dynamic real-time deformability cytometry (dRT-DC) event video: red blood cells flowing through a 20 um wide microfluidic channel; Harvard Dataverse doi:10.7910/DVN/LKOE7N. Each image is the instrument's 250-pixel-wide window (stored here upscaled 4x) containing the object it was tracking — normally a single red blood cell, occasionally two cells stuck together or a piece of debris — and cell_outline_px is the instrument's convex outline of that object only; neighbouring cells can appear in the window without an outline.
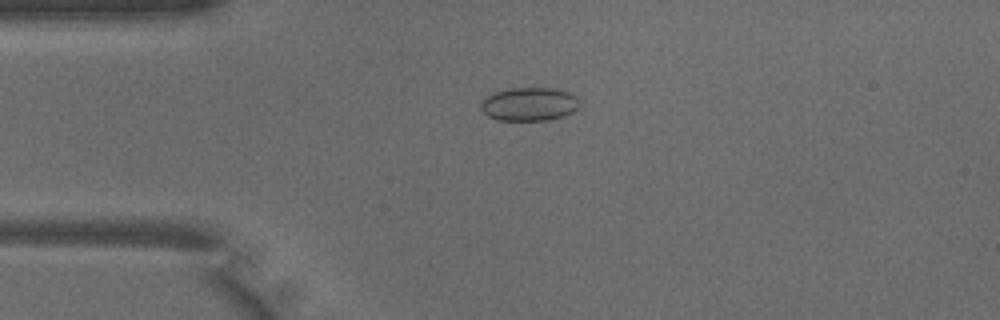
{"species": "common noctule bat (a hibernating species)", "species_latin": "Nyctalus noctula", "temperature_condition": "warm", "stored_images_in_passage": 49, "camera_frame_rate_fps": 3000, "um_per_image_px": 0.085, "animal": {"sex": "male", "body_mass_g": 18.8}, "frame": {"image": 1, "passage_image": 11, "time_ms": 3.333, "image_size_px": [1000, 320], "cell_outline_px": [[580, 104], [572, 112], [564, 116], [548, 120], [496, 120], [488, 116], [480, 108], [480, 104], [492, 92], [512, 88], [556, 88], [568, 92], [576, 96]], "centroid_in_image_um": [44.98, 8.85], "position_along_channel_um": 40.0, "area_um2": 19.25}}
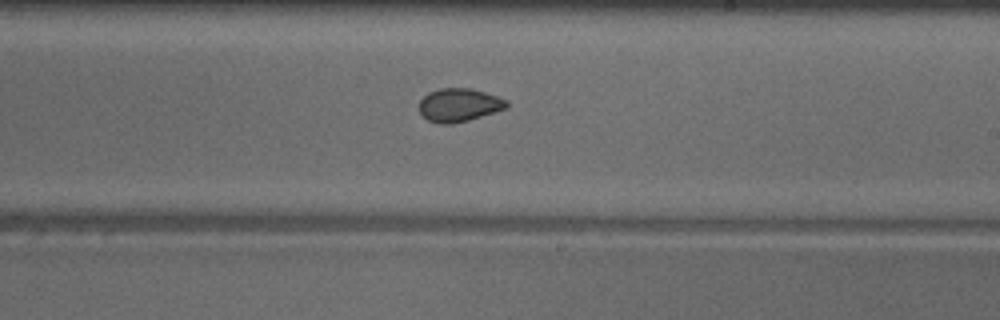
{"frame": {"image": 2, "passage_image": 28, "time_ms": 9.0, "image_size_px": [1000, 320], "cell_outline_px": [[508, 108], [468, 120], [452, 124], [440, 124], [428, 120], [420, 112], [420, 100], [428, 92], [440, 88], [472, 88], [508, 100]], "centroid_in_image_um": [39.03, 8.92], "position_along_channel_um": 250.0, "area_um2": 16.94}}
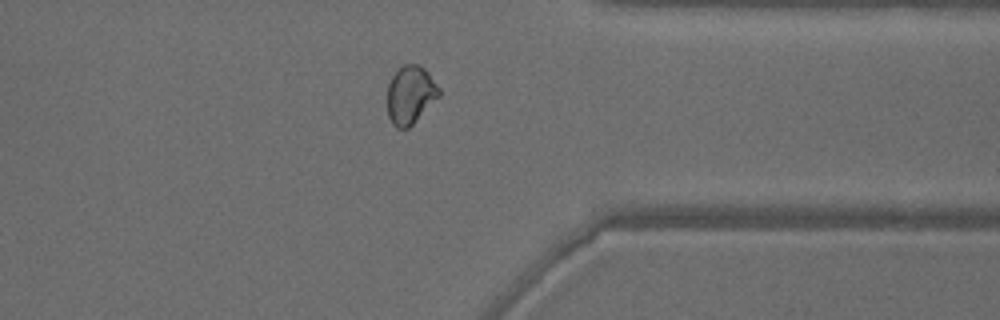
{"frame": {"image": 3, "passage_image": 38, "time_ms": 12.333, "image_size_px": [1000, 320], "cell_outline_px": [[440, 96], [408, 128], [396, 128], [392, 124], [388, 116], [388, 84], [392, 76], [404, 64], [420, 64], [428, 72], [440, 88]], "centroid_in_image_um": [34.89, 8.05], "position_along_channel_um": 376.5, "area_um2": 17.46}, "authors_computed_cell_mechanics": {"area_um2": 17.9758, "velocity_mm_per_s": 4.0361, "shape_relaxation_time_tau1_ms": null, "shape_relaxation_time_tau2_ms": 1.4328, "deformation_change_tau1": null, "deformation_change_tau2": 0.0417}}